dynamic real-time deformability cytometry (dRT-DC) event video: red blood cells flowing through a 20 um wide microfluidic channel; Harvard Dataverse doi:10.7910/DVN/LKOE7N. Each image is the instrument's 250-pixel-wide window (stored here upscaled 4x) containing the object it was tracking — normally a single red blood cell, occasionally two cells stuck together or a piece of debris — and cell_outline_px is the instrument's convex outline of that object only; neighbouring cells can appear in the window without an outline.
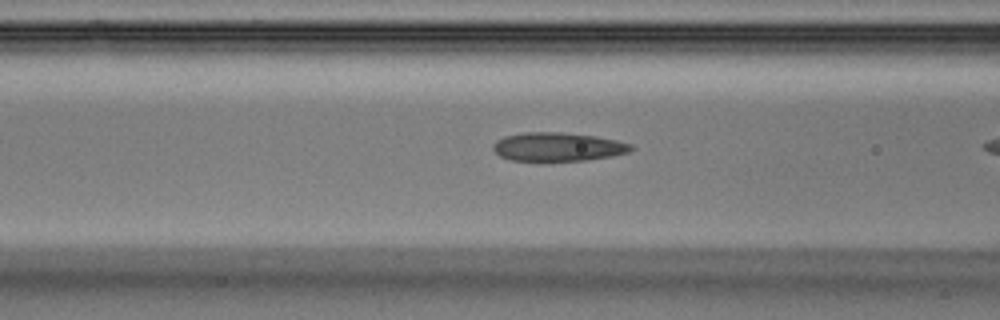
{"species": "Egyptian fruit bat (a non-hibernating species)", "species_latin": "Rousettus aegyptiacus", "temperature_condition": "warm", "stored_images_in_passage": 7, "camera_frame_rate_fps": 3000, "um_per_image_px": 0.085, "animal": {"sex": "male"}, "frame": {"image": 1, "passage_image": 6, "time_ms": 1.667, "image_size_px": [1000, 320], "cell_outline_px": [[636, 148], [628, 152], [612, 156], [588, 160], [540, 164], [508, 160], [500, 156], [492, 148], [492, 144], [496, 140], [504, 136], [524, 132], [560, 132], [596, 136], [616, 140], [632, 144]], "centroid_in_image_um": [47.37, 12.53], "position_along_channel_um": 119.2, "area_um2": 24.22}}